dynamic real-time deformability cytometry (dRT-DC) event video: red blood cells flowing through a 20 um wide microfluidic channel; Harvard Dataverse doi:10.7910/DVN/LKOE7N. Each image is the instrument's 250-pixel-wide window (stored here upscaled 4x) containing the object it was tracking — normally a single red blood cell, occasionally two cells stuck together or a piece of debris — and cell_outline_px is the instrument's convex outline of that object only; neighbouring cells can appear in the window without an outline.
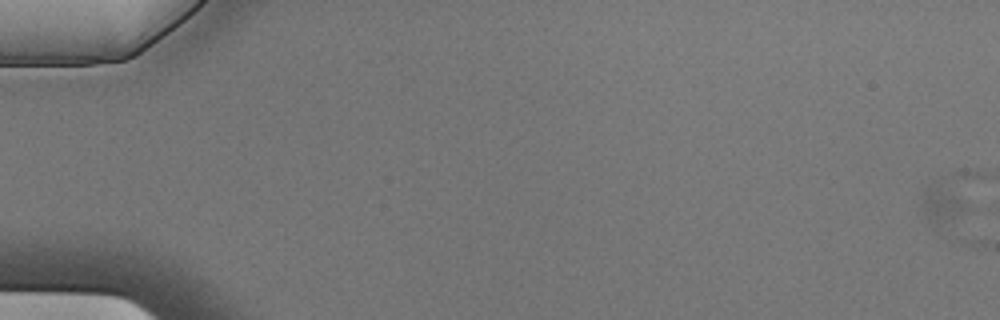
{"species": "Egyptian fruit bat (a non-hibernating species)", "species_latin": "Rousettus aegyptiacus", "temperature_condition": "cold", "stored_images_in_passage": 16, "segment_of_instrument_passage": [1, 2], "camera_frame_rate_fps": 3000, "um_per_image_px": 0.085, "animal": {"sex": "male"}, "frame": {"image": 1, "passage_image": 1, "time_ms": 0.0, "image_size_px": [1000, 320], "cell_outline_px": [[976, 208], [936, 228], [924, 220], [920, 204], [924, 192], [928, 188], [940, 180], [944, 180]], "centroid_in_image_um": [80.18, 17.37], "position_along_channel_um": 4.8, "area_um2": 11.33}}
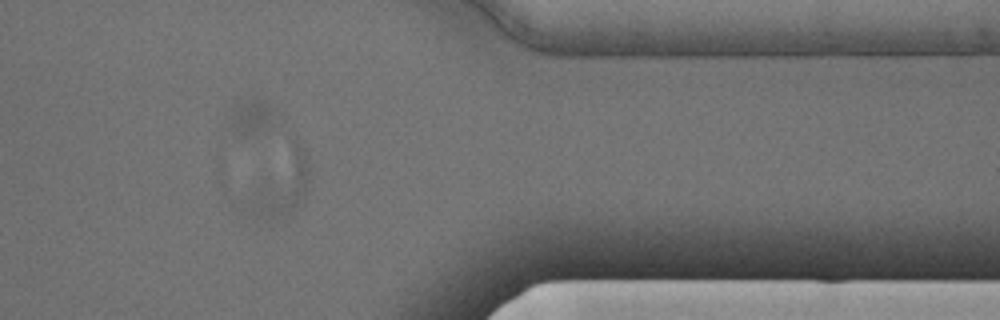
{"frame": {"image": 2, "passage_image": 14, "time_ms": 4.333, "image_size_px": [1000, 320], "cell_outline_px": [[308, 180], [304, 196], [288, 212], [268, 224], [256, 212], [256, 200], [260, 176], [296, 140], [304, 148], [308, 160]], "centroid_in_image_um": [24.05, 15.63], "position_along_channel_um": 387.4, "area_um2": 20.11}}